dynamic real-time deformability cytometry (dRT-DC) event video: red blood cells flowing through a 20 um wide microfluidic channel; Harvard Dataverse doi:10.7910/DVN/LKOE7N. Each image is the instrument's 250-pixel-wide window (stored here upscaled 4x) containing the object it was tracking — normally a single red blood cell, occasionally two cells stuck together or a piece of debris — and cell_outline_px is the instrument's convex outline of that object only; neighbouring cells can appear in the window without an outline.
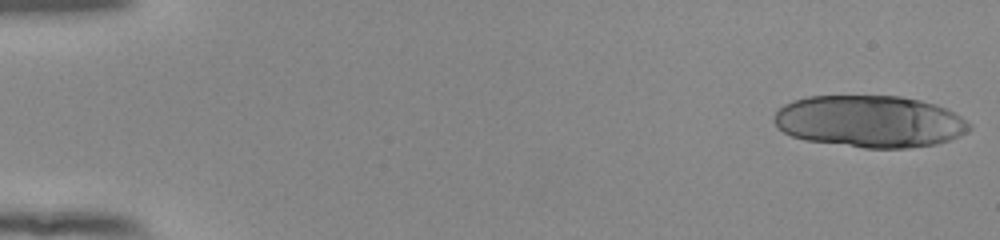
{"species": "human", "species_latin": "Homo sapiens", "temperature_condition": "room temperature", "stored_images_in_passage": 41, "camera_frame_rate_fps": 3000, "um_per_image_px": 0.085, "donor": {"sex": "female"}, "frame": {"image": 1, "passage_image": 1, "time_ms": 0.0, "image_size_px": [1000, 240], "cell_outline_px": [[972, 128], [968, 132], [960, 136], [936, 144], [908, 148], [864, 148], [804, 140], [792, 136], [784, 132], [772, 120], [772, 116], [784, 104], [792, 100], [808, 96], [900, 96], [920, 100], [936, 104], [960, 116], [972, 124]], "centroid_in_image_um": [73.93, 10.32], "position_along_channel_um": 11.1, "area_um2": 59.42}}
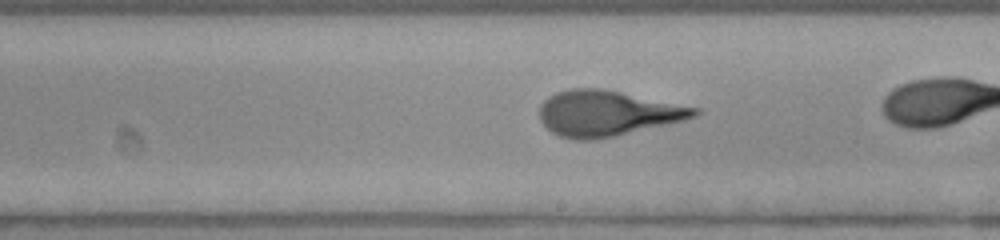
{"frame": {"image": 2, "passage_image": 30, "time_ms": 9.667, "image_size_px": [1000, 240], "cell_outline_px": [[704, 112], [696, 116], [684, 120], [616, 136], [592, 140], [572, 140], [560, 136], [552, 132], [540, 120], [540, 104], [548, 96], [556, 92], [568, 88], [604, 88], [700, 108]], "centroid_in_image_um": [51.63, 9.62], "position_along_channel_um": 237.4, "area_um2": 41.44}}